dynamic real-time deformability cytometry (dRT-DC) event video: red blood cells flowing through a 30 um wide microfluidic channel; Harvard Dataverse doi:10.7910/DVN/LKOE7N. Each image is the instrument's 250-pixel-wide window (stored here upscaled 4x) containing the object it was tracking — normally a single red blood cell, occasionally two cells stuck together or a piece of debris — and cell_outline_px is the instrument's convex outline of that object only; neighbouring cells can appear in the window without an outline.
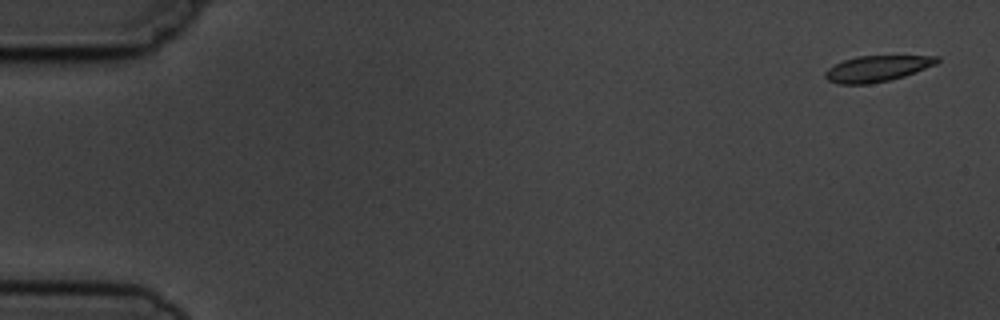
{"species": "common noctule bat (a hibernating species)", "species_latin": "Nyctalus noctula", "temperature_condition": "cold", "stored_images_in_passage": 8, "camera_frame_rate_fps": 3000, "um_per_image_px": 0.085, "animal": {"sex": "male", "body_mass_g": 19.5, "forearm_length_mm": 54.6}, "frame": {"image": 1, "passage_image": 1, "time_ms": 0.0, "image_size_px": [1000, 320], "cell_outline_px": [[940, 60], [936, 64], [916, 72], [904, 76], [888, 80], [868, 84], [836, 84], [828, 80], [824, 76], [824, 72], [828, 68], [844, 60], [856, 56], [940, 56]], "centroid_in_image_um": [74.54, 5.83], "position_along_channel_um": 10.5, "area_um2": 16.88}}
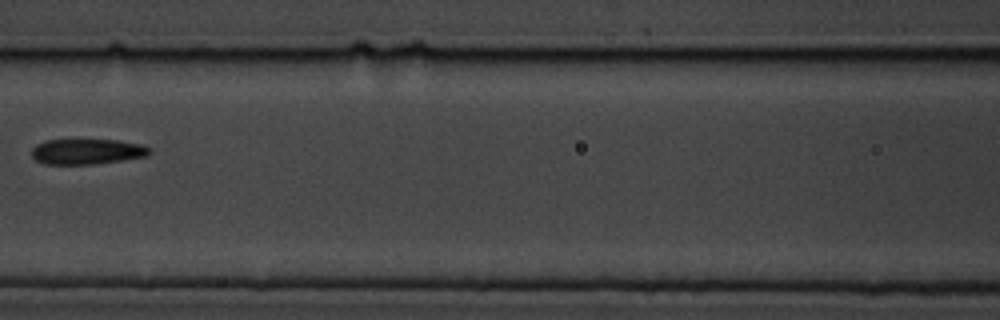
{"frame": {"image": 2, "passage_image": 7, "time_ms": 7.667, "image_size_px": [1000, 320], "cell_outline_px": [[152, 152], [148, 156], [92, 164], [44, 164], [36, 160], [32, 156], [32, 148], [36, 144], [44, 140], [120, 140], [144, 144], [152, 148]], "centroid_in_image_um": [7.44, 12.87], "position_along_channel_um": 159.2, "area_um2": 17.63}}
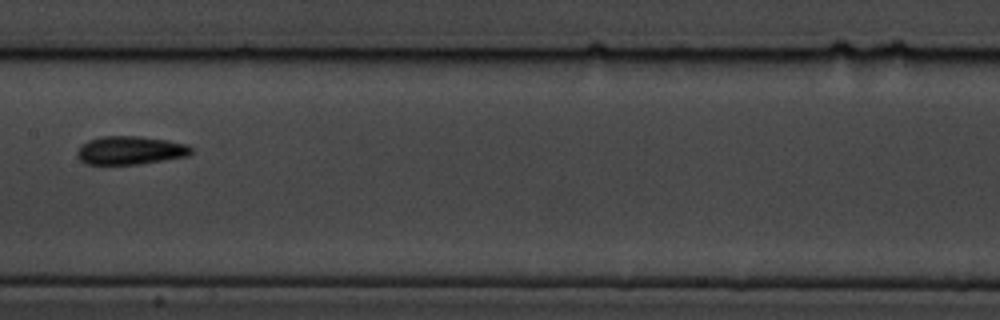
{"frame": {"image": 3, "passage_image": 8, "time_ms": 8.667, "image_size_px": [1000, 320], "cell_outline_px": [[192, 152], [188, 156], [140, 164], [88, 164], [80, 160], [76, 156], [76, 152], [80, 144], [88, 140], [100, 136], [136, 136], [168, 140], [188, 144], [192, 148]], "centroid_in_image_um": [11.05, 12.77], "position_along_channel_um": 196.3, "area_um2": 19.02}}